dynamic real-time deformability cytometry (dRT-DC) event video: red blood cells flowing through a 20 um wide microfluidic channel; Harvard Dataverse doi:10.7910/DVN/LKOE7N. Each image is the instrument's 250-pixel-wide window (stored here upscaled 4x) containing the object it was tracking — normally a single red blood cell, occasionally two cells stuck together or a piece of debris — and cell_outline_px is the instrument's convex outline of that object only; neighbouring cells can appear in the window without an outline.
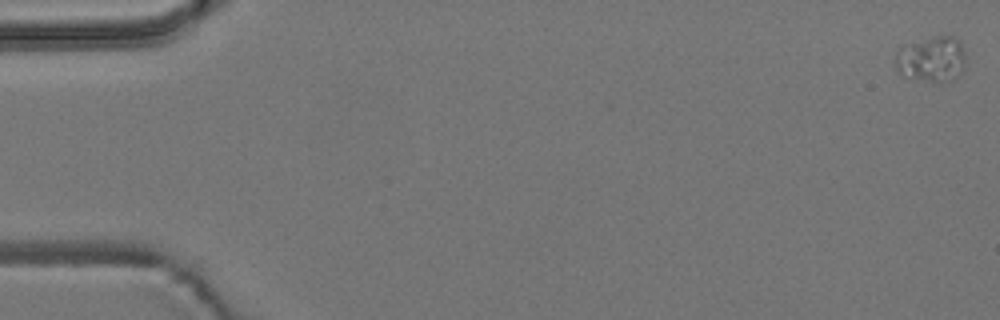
{"species": "common noctule bat (a hibernating species)", "species_latin": "Nyctalus noctula", "temperature_condition": "room temperature", "stored_images_in_passage": 3, "camera_frame_rate_fps": 3000, "um_per_image_px": 0.085, "animal": {"sex": "male", "body_mass_g": 19.2, "forearm_length_mm": 51.8}, "frame": {"image": 1, "passage_image": 1, "time_ms": 0.0, "image_size_px": [1000, 320], "cell_outline_px": [[964, 68], [952, 80], [928, 80], [904, 76], [896, 68], [896, 52], [900, 48], [936, 36], [952, 36], [960, 40], [964, 52]], "centroid_in_image_um": [79.21, 5.01], "position_along_channel_um": 5.8, "area_um2": 17.92}}